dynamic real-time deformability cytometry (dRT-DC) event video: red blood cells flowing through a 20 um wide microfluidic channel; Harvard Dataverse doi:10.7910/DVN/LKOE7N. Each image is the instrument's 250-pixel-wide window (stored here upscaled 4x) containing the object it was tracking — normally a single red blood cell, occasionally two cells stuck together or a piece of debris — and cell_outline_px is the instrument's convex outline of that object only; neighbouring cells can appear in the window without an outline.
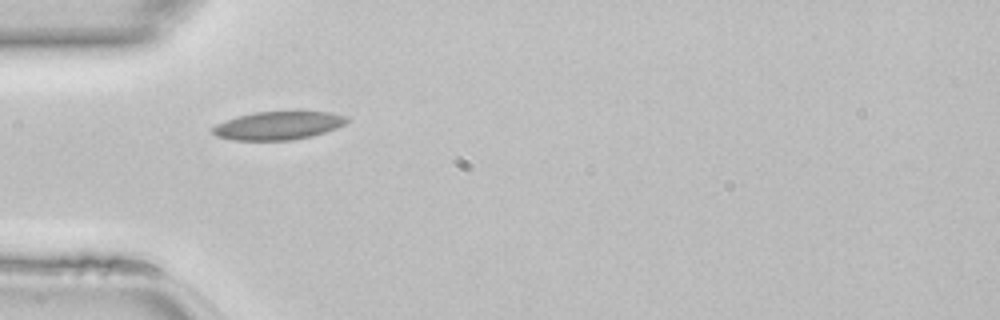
{"species": "common noctule bat (a hibernating species)", "species_latin": "Nyctalus noctula", "temperature_condition": "room temperature", "stored_images_in_passage": 33, "camera_frame_rate_fps": 3000, "um_per_image_px": 0.085, "animal": {"sex": "female", "body_mass_g": 22.7, "forearm_length_mm": 54.2}, "frame": {"image": 1, "passage_image": 1, "time_ms": 0.0, "image_size_px": [1000, 320], "cell_outline_px": [[348, 120], [344, 124], [336, 128], [312, 136], [292, 140], [232, 140], [216, 136], [212, 132], [212, 128], [216, 124], [252, 112], [296, 108], [300, 108], [332, 112], [348, 116]], "centroid_in_image_um": [23.73, 10.61], "position_along_channel_um": 61.3, "area_um2": 23.12}}
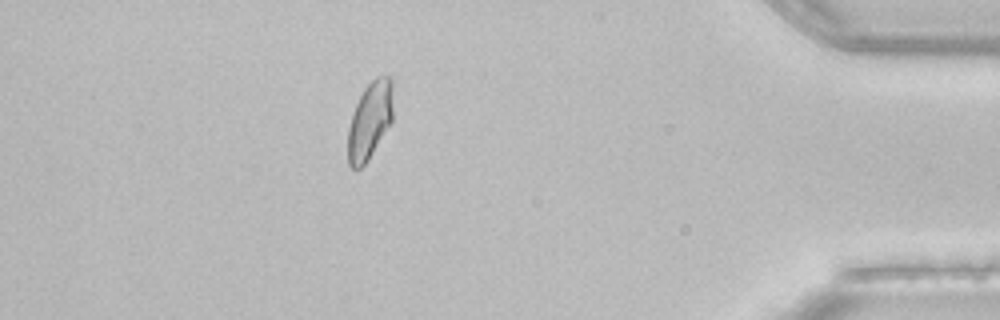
{"frame": {"image": 2, "passage_image": 28, "time_ms": 9.0, "image_size_px": [1000, 320], "cell_outline_px": [[392, 124], [368, 160], [360, 168], [352, 168], [348, 164], [348, 128], [356, 104], [364, 88], [376, 76], [392, 76]], "centroid_in_image_um": [31.45, 10.24], "position_along_channel_um": 403.7, "area_um2": 20.46}}